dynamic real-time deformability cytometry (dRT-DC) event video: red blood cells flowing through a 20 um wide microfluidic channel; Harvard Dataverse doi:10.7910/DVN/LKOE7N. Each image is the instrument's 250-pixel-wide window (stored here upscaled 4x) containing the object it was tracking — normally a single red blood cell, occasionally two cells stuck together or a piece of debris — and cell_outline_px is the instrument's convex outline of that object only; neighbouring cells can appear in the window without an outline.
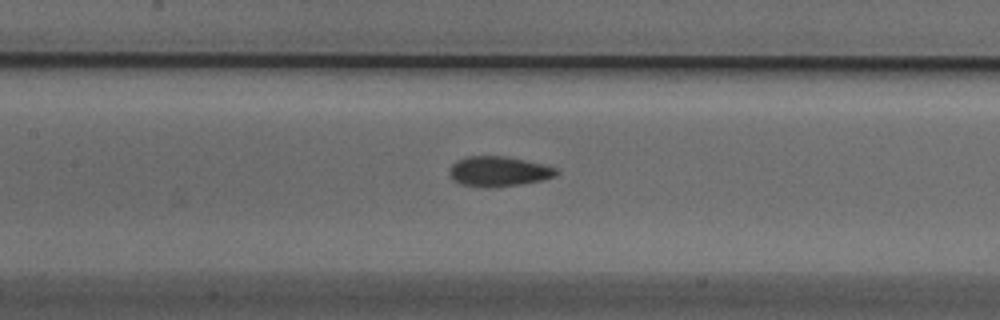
{"species": "Egyptian fruit bat (a non-hibernating species)", "species_latin": "Rousettus aegyptiacus", "temperature_condition": "cold", "stored_images_in_passage": 30, "camera_frame_rate_fps": 3000, "um_per_image_px": 0.085, "animal": {"sex": "male"}, "frame": {"image": 1, "passage_image": 8, "time_ms": 2.333, "image_size_px": [1000, 320], "cell_outline_px": [[556, 176], [540, 180], [520, 184], [492, 188], [480, 188], [460, 184], [452, 180], [448, 172], [452, 164], [456, 160], [464, 156], [504, 156], [524, 160], [556, 168]], "centroid_in_image_um": [42.28, 14.58], "position_along_channel_um": 165.1, "area_um2": 18.79}}
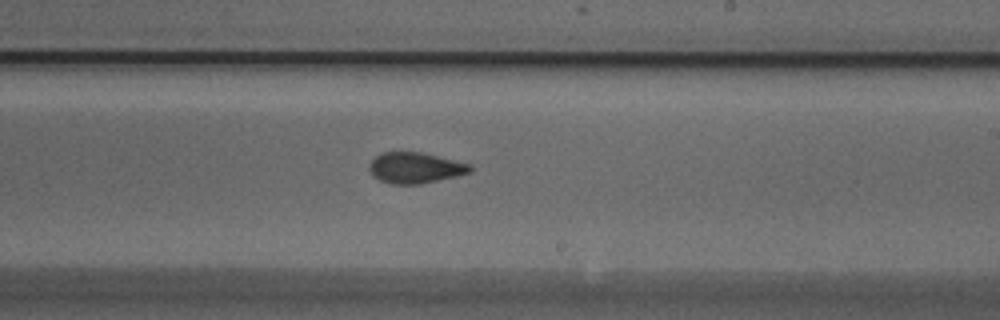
{"frame": {"image": 2, "passage_image": 15, "time_ms": 4.667, "image_size_px": [1000, 320], "cell_outline_px": [[472, 172], [456, 176], [420, 184], [392, 184], [380, 180], [372, 176], [368, 168], [368, 164], [376, 156], [384, 152], [420, 152], [472, 164]], "centroid_in_image_um": [35.29, 14.27], "position_along_channel_um": 253.7, "area_um2": 18.15}}
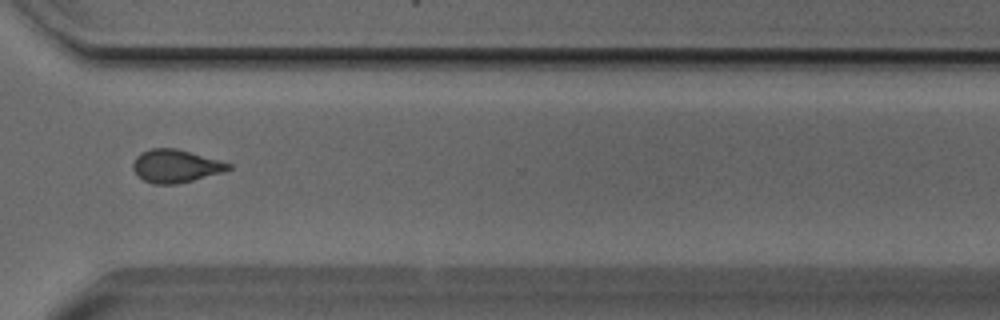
{"frame": {"image": 3, "passage_image": 23, "time_ms": 7.333, "image_size_px": [1000, 320], "cell_outline_px": [[232, 168], [224, 172], [176, 184], [152, 184], [144, 180], [132, 168], [132, 164], [136, 156], [140, 152], [152, 148], [176, 148], [232, 164]], "centroid_in_image_um": [14.92, 14.11], "position_along_channel_um": 355.7, "area_um2": 18.21}}